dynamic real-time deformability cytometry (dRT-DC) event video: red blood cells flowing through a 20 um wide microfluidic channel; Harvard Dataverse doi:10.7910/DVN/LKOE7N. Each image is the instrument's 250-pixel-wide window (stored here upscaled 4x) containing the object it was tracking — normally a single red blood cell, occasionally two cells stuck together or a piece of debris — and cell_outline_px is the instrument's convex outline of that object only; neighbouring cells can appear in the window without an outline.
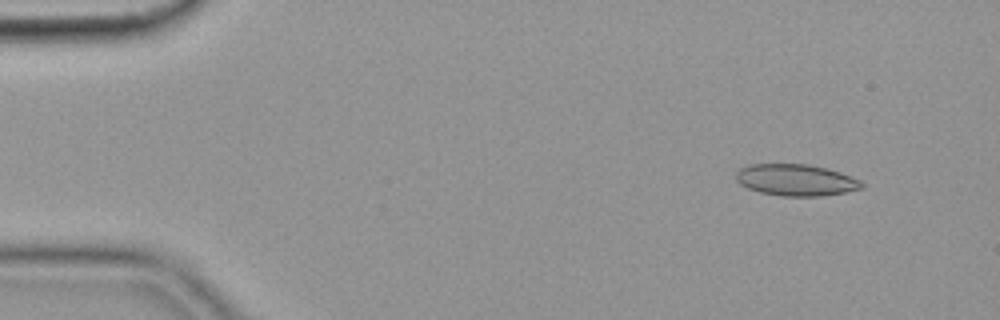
{"species": "common noctule bat (a hibernating species)", "species_latin": "Nyctalus noctula", "temperature_condition": "cold", "stored_images_in_passage": 53, "camera_frame_rate_fps": 3000, "um_per_image_px": 0.085, "animal": {"sex": "female", "body_mass_g": 19.9}, "frame": {"image": 1, "passage_image": 3, "time_ms": 0.667, "image_size_px": [1000, 320], "cell_outline_px": [[864, 188], [844, 192], [820, 196], [780, 196], [760, 192], [748, 188], [740, 184], [736, 180], [736, 172], [740, 168], [748, 164], [808, 164], [828, 168], [840, 172], [860, 180], [864, 184]], "centroid_in_image_um": [67.65, 15.29], "position_along_channel_um": 17.4, "area_um2": 23.24}}
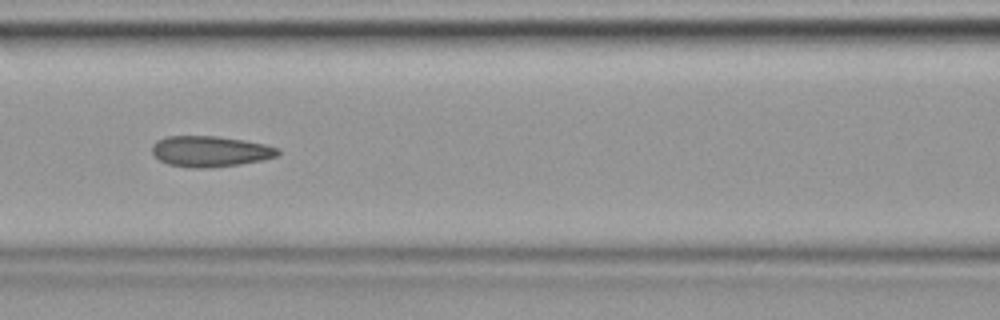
{"frame": {"image": 2, "passage_image": 22, "time_ms": 7.0, "image_size_px": [1000, 320], "cell_outline_px": [[280, 152], [276, 156], [264, 160], [240, 164], [208, 168], [188, 168], [168, 164], [160, 160], [152, 152], [152, 144], [156, 140], [168, 136], [216, 136], [244, 140], [264, 144], [280, 148]], "centroid_in_image_um": [17.87, 12.87], "position_along_channel_um": 148.7, "area_um2": 22.72}}
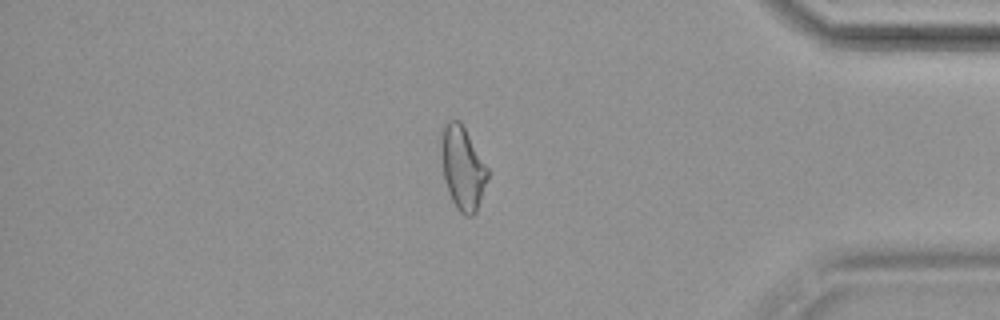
{"frame": {"image": 3, "passage_image": 45, "time_ms": 14.667, "image_size_px": [1000, 320], "cell_outline_px": [[488, 176], [476, 212], [472, 216], [464, 216], [456, 208], [452, 200], [444, 180], [440, 156], [440, 136], [444, 124], [448, 120], [460, 120], [488, 168]], "centroid_in_image_um": [39.28, 14.25], "position_along_channel_um": 395.9, "area_um2": 22.66}, "authors_computed_cell_mechanics": {"area_um2": 22.831, "velocity_mm_per_s": 3.5967, "shape_relaxation_time_tau1_ms": null, "shape_relaxation_time_tau2_ms": 2.6489, "deformation_change_tau1": null, "deformation_change_tau2": 0.1086}}